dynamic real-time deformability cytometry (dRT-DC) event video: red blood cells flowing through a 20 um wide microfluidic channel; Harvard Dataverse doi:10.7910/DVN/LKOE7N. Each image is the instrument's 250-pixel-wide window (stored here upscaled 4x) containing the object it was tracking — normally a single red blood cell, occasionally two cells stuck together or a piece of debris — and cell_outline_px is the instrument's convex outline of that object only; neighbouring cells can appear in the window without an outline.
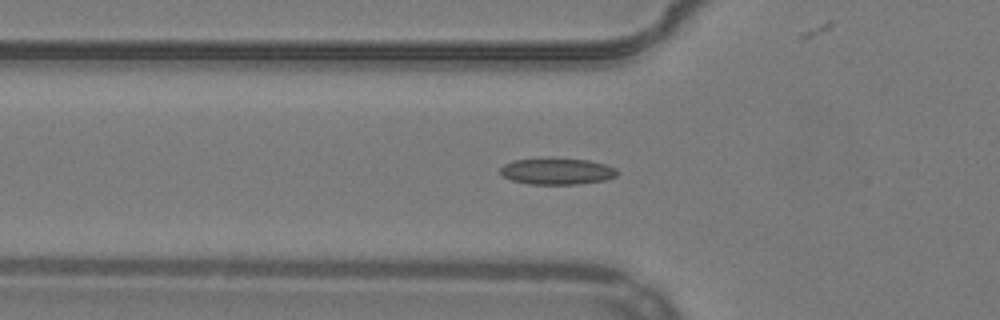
{"species": "common noctule bat (a hibernating species)", "species_latin": "Nyctalus noctula", "temperature_condition": "warm", "stored_images_in_passage": 41, "camera_frame_rate_fps": 3000, "um_per_image_px": 0.085, "animal": {"sex": "male", "body_mass_g": 19.2, "forearm_length_mm": 51.8}, "frame": {"image": 1, "passage_image": 9, "time_ms": 2.667, "image_size_px": [1000, 320], "cell_outline_px": [[620, 172], [616, 176], [608, 180], [580, 184], [528, 184], [512, 180], [504, 176], [500, 172], [500, 168], [504, 164], [512, 160], [548, 156], [552, 156], [588, 160], [604, 164], [616, 168]], "centroid_in_image_um": [47.36, 14.53], "position_along_channel_um": 78.4, "area_um2": 18.73}}
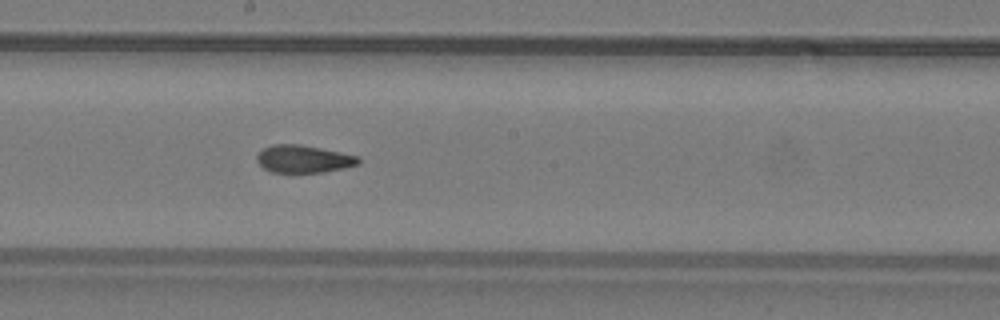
{"frame": {"image": 2, "passage_image": 20, "time_ms": 6.333, "image_size_px": [1000, 320], "cell_outline_px": [[360, 164], [344, 168], [324, 172], [272, 172], [264, 168], [256, 160], [256, 156], [264, 148], [272, 144], [300, 144], [360, 156]], "centroid_in_image_um": [25.82, 13.51], "position_along_channel_um": 222.4, "area_um2": 16.3}}
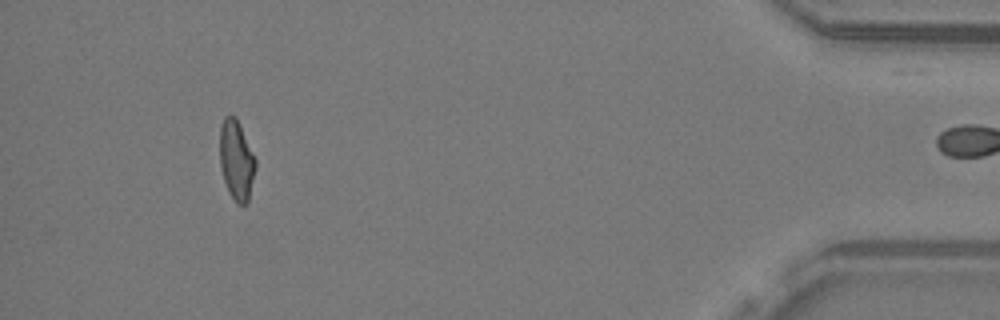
{"frame": {"image": 3, "passage_image": 40, "time_ms": 13.0, "image_size_px": [1000, 320], "cell_outline_px": [[256, 168], [248, 204], [236, 204], [228, 192], [224, 180], [220, 164], [220, 124], [224, 116], [232, 112], [236, 116], [256, 160]], "centroid_in_image_um": [20.09, 13.6], "position_along_channel_um": 415.1, "area_um2": 16.94}, "authors_computed_cell_mechanics": {"area_um2": 16.8776, "velocity_mm_per_s": 3.8899, "shape_relaxation_time_tau1_ms": null, "shape_relaxation_time_tau2_ms": 1.9058, "deformation_change_tau1": null, "deformation_change_tau2": 0.0854}}